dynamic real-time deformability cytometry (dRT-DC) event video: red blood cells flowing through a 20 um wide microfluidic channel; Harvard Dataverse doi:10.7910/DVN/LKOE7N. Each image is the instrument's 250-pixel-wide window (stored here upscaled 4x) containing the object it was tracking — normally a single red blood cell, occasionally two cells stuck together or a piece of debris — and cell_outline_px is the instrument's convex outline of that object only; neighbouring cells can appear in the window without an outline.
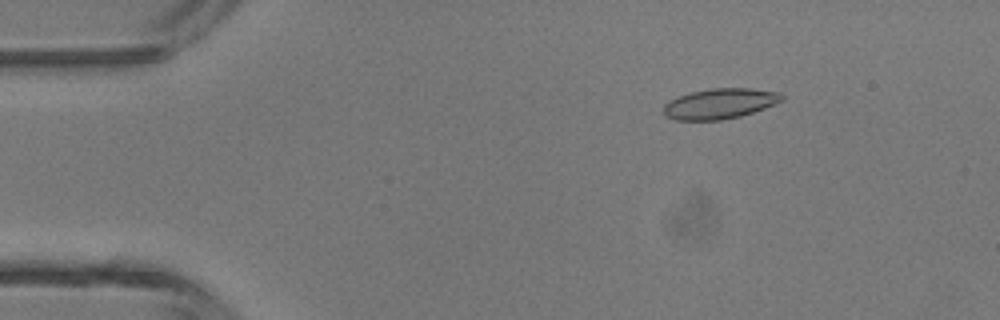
{"species": "common noctule bat (a hibernating species)", "species_latin": "Nyctalus noctula", "temperature_condition": "room temperature", "stored_images_in_passage": 3, "camera_frame_rate_fps": 3000, "um_per_image_px": 0.085, "animal": {"sex": "male", "body_mass_g": 13.3}, "frame": {"image": 1, "passage_image": 2, "time_ms": 0.333, "image_size_px": [1000, 320], "cell_outline_px": [[784, 100], [764, 108], [740, 116], [720, 120], [676, 120], [664, 116], [664, 104], [668, 100], [688, 92], [712, 88], [752, 88], [780, 92], [784, 96]], "centroid_in_image_um": [61.17, 8.8], "position_along_channel_um": 23.8, "area_um2": 21.1}}